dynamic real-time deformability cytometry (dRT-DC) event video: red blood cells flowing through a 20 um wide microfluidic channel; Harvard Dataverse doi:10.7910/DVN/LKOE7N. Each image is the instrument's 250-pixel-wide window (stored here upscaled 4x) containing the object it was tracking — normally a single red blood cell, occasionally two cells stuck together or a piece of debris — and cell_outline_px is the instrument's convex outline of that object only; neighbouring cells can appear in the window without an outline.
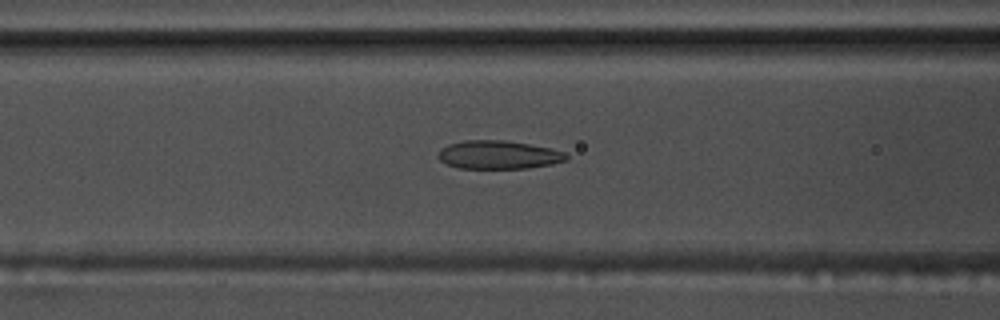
{"species": "common noctule bat (a hibernating species)", "species_latin": "Nyctalus noctula", "temperature_condition": "warm", "stored_images_in_passage": 52, "camera_frame_rate_fps": 3000, "um_per_image_px": 0.085, "animal": {"sex": "male", "body_mass_g": 17.5, "forearm_length_mm": 52.3}, "frame": {"image": 1, "passage_image": 19, "time_ms": 6.0, "image_size_px": [1000, 320], "cell_outline_px": [[568, 160], [552, 164], [528, 168], [456, 168], [440, 160], [436, 156], [448, 144], [464, 140], [504, 140], [552, 148], [564, 152], [568, 156]], "centroid_in_image_um": [42.4, 13.16], "position_along_channel_um": 124.2, "area_um2": 21.15}}
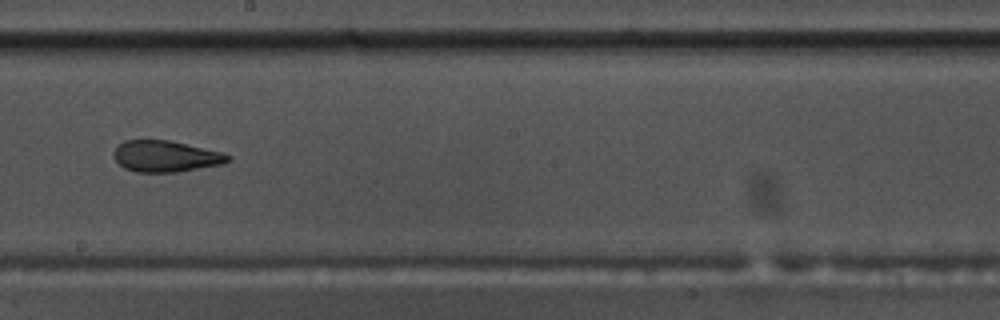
{"frame": {"image": 2, "passage_image": 28, "time_ms": 9.0, "image_size_px": [1000, 320], "cell_outline_px": [[232, 160], [224, 164], [176, 172], [136, 172], [124, 168], [112, 156], [112, 152], [124, 140], [168, 140], [224, 152], [232, 156]], "centroid_in_image_um": [14.12, 13.29], "position_along_channel_um": 234.1, "area_um2": 20.98}}
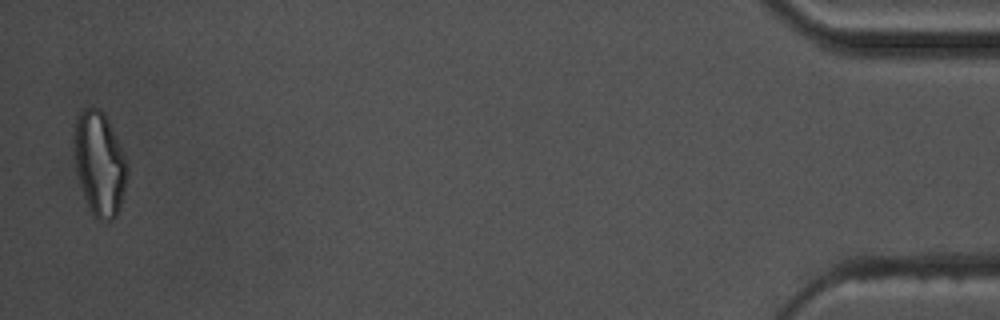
{"frame": {"image": 3, "passage_image": 51, "time_ms": 16.667, "image_size_px": [1000, 320], "cell_outline_px": [[128, 172], [124, 192], [116, 216], [112, 220], [96, 220], [92, 216], [88, 208], [76, 168], [72, 144], [72, 136], [76, 116], [84, 108], [100, 108], [104, 112], [108, 120], [124, 156], [128, 168]], "centroid_in_image_um": [8.42, 13.89], "position_along_channel_um": 426.8, "area_um2": 32.25}, "authors_computed_cell_mechanics": {"area_um2": 22.1085, "velocity_mm_per_s": 3.6813, "shape_relaxation_time_tau1_ms": 8.9595, "shape_relaxation_time_tau2_ms": 2.2819, "deformation_change_tau1": 0.24, "deformation_change_tau2": 0.0959}}